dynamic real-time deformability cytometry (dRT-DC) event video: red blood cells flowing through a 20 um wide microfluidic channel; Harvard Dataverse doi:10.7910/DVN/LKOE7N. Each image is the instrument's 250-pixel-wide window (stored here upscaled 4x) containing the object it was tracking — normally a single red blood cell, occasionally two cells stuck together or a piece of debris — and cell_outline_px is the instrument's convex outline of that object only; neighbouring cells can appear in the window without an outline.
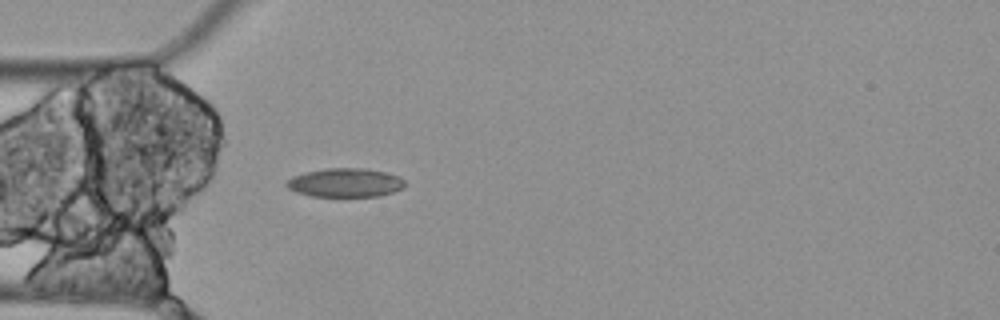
{"species": "Egyptian fruit bat (a non-hibernating species)", "species_latin": "Rousettus aegyptiacus", "temperature_condition": "cold", "stored_images_in_passage": 2, "camera_frame_rate_fps": 3000, "um_per_image_px": 0.085, "animal": {"sex": "female"}, "frame": {"image": 1, "passage_image": 2, "time_ms": 0.333, "image_size_px": [1000, 320], "cell_outline_px": [[408, 184], [404, 188], [380, 196], [312, 196], [296, 192], [288, 188], [284, 184], [284, 180], [292, 176], [304, 172], [324, 168], [364, 168], [388, 172], [400, 176]], "centroid_in_image_um": [29.35, 15.51], "position_along_channel_um": 55.6, "area_um2": 20.29}}